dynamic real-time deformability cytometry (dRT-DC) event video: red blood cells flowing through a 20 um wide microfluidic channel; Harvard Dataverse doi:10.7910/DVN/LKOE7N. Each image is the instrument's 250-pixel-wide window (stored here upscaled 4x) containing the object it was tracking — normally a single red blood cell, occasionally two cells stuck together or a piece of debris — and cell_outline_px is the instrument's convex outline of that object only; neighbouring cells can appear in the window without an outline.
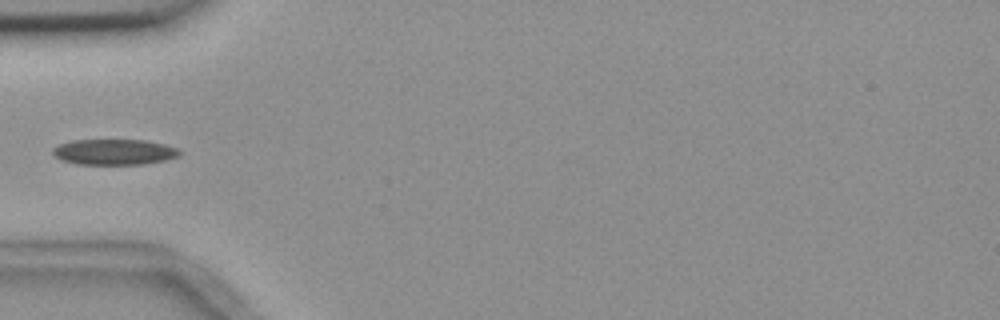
{"species": "common noctule bat (a hibernating species)", "species_latin": "Nyctalus noctula", "temperature_condition": "room temperature", "stored_images_in_passage": 4, "camera_frame_rate_fps": 3000, "um_per_image_px": 0.085, "animal": {"sex": "female", "body_mass_g": 18.4}, "frame": {"image": 1, "passage_image": 4, "time_ms": 4.667, "image_size_px": [1000, 320], "cell_outline_px": [[180, 156], [164, 160], [144, 164], [76, 164], [60, 160], [52, 152], [52, 148], [60, 144], [72, 140], [144, 140], [164, 144], [176, 148], [180, 152]], "centroid_in_image_um": [9.68, 12.92], "position_along_channel_um": 75.3, "area_um2": 18.9}}